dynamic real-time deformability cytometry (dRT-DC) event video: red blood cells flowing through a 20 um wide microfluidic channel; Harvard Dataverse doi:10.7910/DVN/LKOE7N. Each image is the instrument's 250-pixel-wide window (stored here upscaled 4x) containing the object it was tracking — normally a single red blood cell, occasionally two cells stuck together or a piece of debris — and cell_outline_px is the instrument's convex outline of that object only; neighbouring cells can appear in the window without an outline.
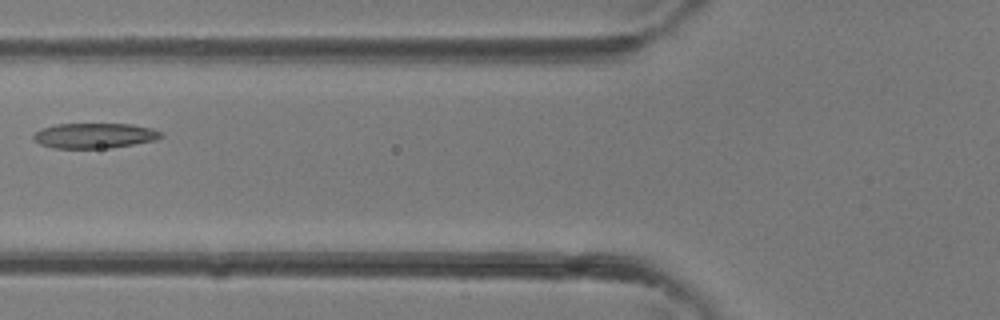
{"species": "common noctule bat (a hibernating species)", "species_latin": "Nyctalus noctula", "temperature_condition": "room temperature", "stored_images_in_passage": 3, "camera_frame_rate_fps": 3000, "um_per_image_px": 0.085, "animal": {"sex": "female"}, "frame": {"image": 1, "passage_image": 3, "time_ms": 0.667, "image_size_px": [1000, 320], "cell_outline_px": [[164, 136], [156, 140], [112, 148], [52, 148], [40, 144], [32, 140], [32, 136], [40, 128], [56, 124], [132, 124], [152, 128], [160, 132]], "centroid_in_image_um": [8.01, 11.53], "position_along_channel_um": 117.8, "area_um2": 18.9}}